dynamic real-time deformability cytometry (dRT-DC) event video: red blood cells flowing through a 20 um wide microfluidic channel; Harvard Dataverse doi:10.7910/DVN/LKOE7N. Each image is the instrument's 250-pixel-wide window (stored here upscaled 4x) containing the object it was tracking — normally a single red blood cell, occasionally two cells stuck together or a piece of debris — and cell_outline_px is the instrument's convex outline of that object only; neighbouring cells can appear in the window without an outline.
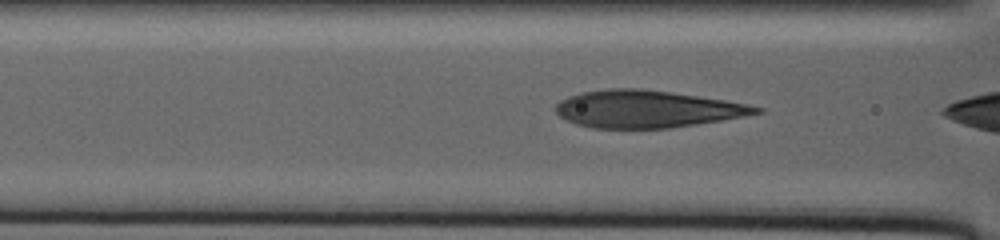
{"species": "human", "species_latin": "Homo sapiens", "temperature_condition": "warm", "stored_images_in_passage": 28, "camera_frame_rate_fps": 3000, "um_per_image_px": 0.085, "donor": {"sex": "male"}, "frame": {"image": 1, "passage_image": 23, "time_ms": 17.0, "image_size_px": [1000, 240], "cell_outline_px": [[764, 112], [744, 116], [672, 128], [592, 128], [576, 124], [560, 116], [552, 108], [560, 100], [568, 96], [580, 92], [608, 88], [640, 88], [724, 100], [748, 104], [764, 108]], "centroid_in_image_um": [54.94, 9.26], "position_along_channel_um": 111.7, "area_um2": 43.47}}
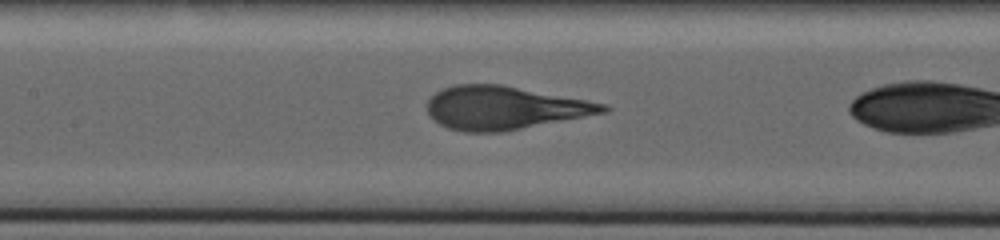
{"frame": {"image": 2, "passage_image": 27, "time_ms": 20.0, "image_size_px": [1000, 240], "cell_outline_px": [[612, 108], [608, 112], [504, 132], [464, 132], [448, 128], [440, 124], [428, 112], [428, 100], [440, 88], [456, 84], [500, 84], [608, 104]], "centroid_in_image_um": [42.89, 9.17], "position_along_channel_um": 164.5, "area_um2": 44.33}}